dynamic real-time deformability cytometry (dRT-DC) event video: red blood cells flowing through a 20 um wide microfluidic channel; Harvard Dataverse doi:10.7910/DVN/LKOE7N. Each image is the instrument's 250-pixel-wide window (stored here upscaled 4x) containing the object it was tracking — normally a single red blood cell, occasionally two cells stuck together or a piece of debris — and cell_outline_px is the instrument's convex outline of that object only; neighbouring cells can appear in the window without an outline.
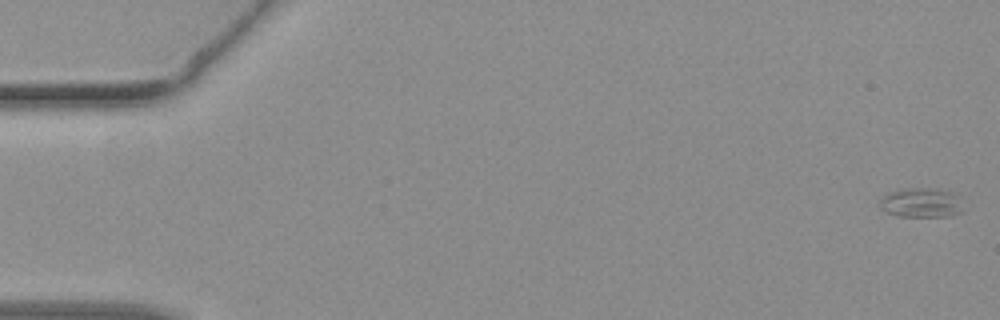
{"species": "common noctule bat (a hibernating species)", "species_latin": "Nyctalus noctula", "temperature_condition": "warm", "stored_images_in_passage": 45, "camera_frame_rate_fps": 3000, "um_per_image_px": 0.085, "animal": {"sex": "female", "body_mass_g": 19.3, "forearm_length_mm": 54.1}, "frame": {"image": 1, "passage_image": 1, "time_ms": 0.0, "image_size_px": [1000, 320], "cell_outline_px": [[964, 212], [948, 216], [900, 216], [888, 212], [880, 208], [880, 200], [888, 192], [904, 188], [932, 188], [952, 192], [956, 196]], "centroid_in_image_um": [78.29, 17.22], "position_along_channel_um": 6.7, "area_um2": 14.16}}
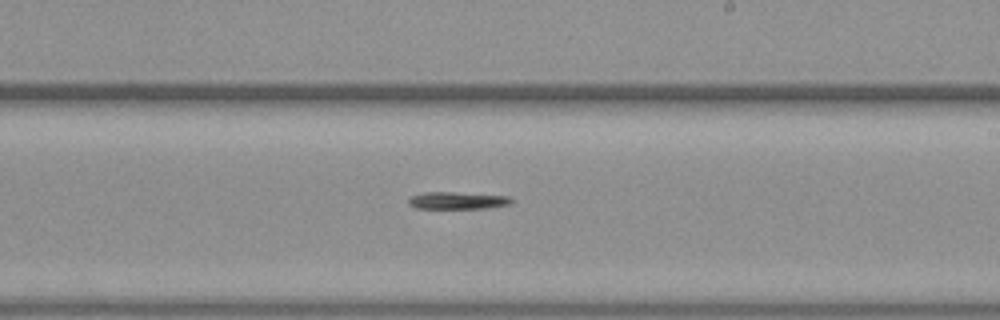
{"frame": {"image": 2, "passage_image": 27, "time_ms": 8.667, "image_size_px": [1000, 320], "cell_outline_px": [[512, 204], [488, 208], [416, 208], [408, 204], [408, 200], [412, 196], [424, 192], [452, 192], [508, 196], [512, 200]], "centroid_in_image_um": [38.89, 17.04], "position_along_channel_um": 250.1, "area_um2": 10.23}}
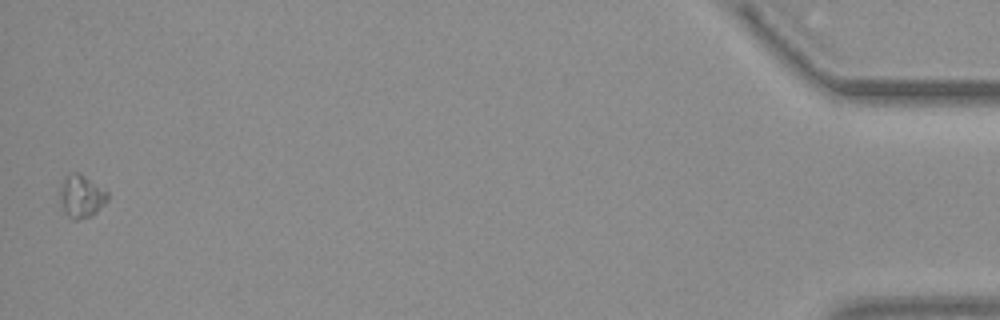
{"frame": {"image": 3, "passage_image": 45, "time_ms": 14.667, "image_size_px": [1000, 320], "cell_outline_px": [[108, 200], [96, 212], [88, 216], [76, 220], [72, 220], [68, 216], [60, 204], [60, 184], [72, 172], [80, 172], [108, 192]], "centroid_in_image_um": [6.91, 16.68], "position_along_channel_um": 428.3, "area_um2": 11.73}}